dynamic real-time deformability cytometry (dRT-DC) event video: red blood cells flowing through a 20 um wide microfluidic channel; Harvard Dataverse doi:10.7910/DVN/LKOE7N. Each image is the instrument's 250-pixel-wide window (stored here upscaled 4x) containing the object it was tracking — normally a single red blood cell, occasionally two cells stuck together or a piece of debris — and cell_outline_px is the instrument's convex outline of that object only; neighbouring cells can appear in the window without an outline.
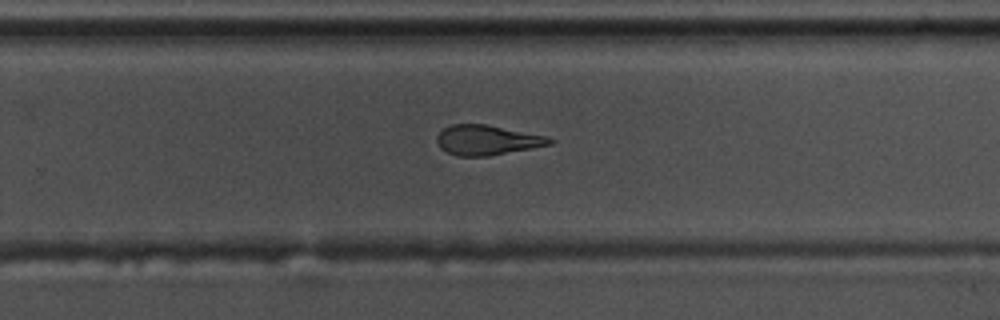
{"species": "common noctule bat (a hibernating species)", "species_latin": "Nyctalus noctula", "temperature_condition": "warm", "stored_images_in_passage": 55, "camera_frame_rate_fps": 3000, "um_per_image_px": 0.085, "animal": {"sex": "male", "body_mass_g": 17.5, "forearm_length_mm": 52.3}, "frame": {"image": 1, "passage_image": 36, "time_ms": 11.667, "image_size_px": [1000, 320], "cell_outline_px": [[556, 140], [552, 144], [532, 148], [488, 156], [456, 156], [440, 148], [436, 140], [436, 136], [444, 128], [452, 124], [488, 124], [548, 136]], "centroid_in_image_um": [41.43, 11.9], "position_along_channel_um": 288.4, "area_um2": 19.83}}
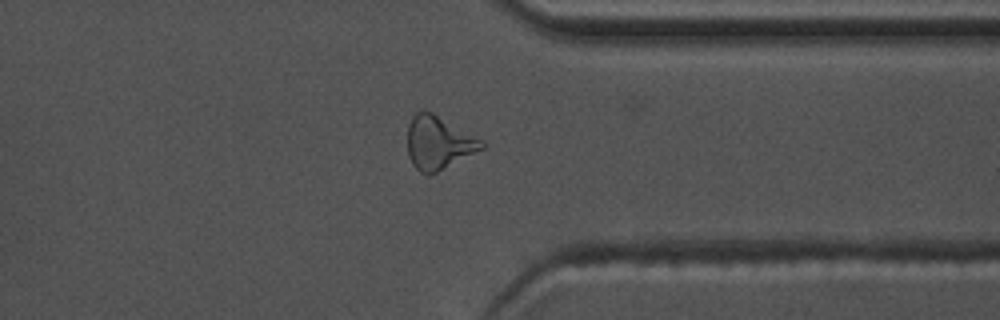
{"frame": {"image": 2, "passage_image": 43, "time_ms": 14.0, "image_size_px": [1000, 320], "cell_outline_px": [[484, 148], [428, 176], [420, 172], [412, 164], [408, 156], [408, 124], [412, 116], [416, 112], [432, 112], [484, 140]], "centroid_in_image_um": [37.26, 12.13], "position_along_channel_um": 374.1, "area_um2": 22.89}}
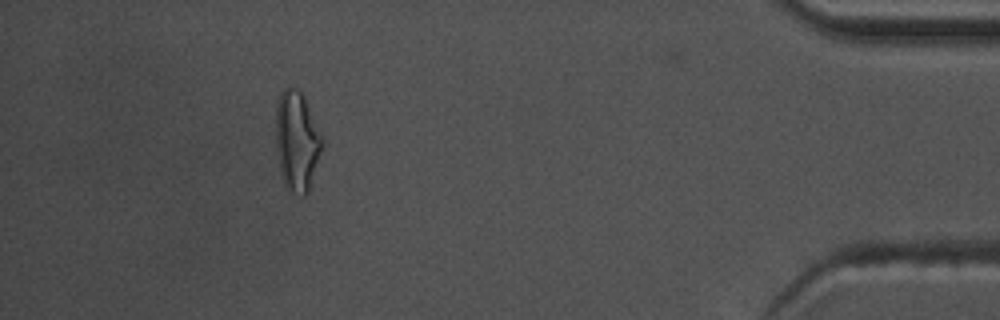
{"frame": {"image": 3, "passage_image": 50, "time_ms": 16.333, "image_size_px": [1000, 320], "cell_outline_px": [[324, 144], [308, 192], [304, 196], [288, 192], [284, 184], [280, 172], [276, 148], [276, 108], [280, 92], [284, 88], [300, 88], [304, 92], [324, 136]], "centroid_in_image_um": [25.27, 11.95], "position_along_channel_um": 409.9, "area_um2": 27.92}, "authors_computed_cell_mechanics": {"area_um2": 20.6924, "velocity_mm_per_s": 3.7877, "shape_relaxation_time_tau1_ms": 6.5463, "shape_relaxation_time_tau2_ms": 2.5718, "deformation_change_tau1": 0.2225, "deformation_change_tau2": 0.1058}}